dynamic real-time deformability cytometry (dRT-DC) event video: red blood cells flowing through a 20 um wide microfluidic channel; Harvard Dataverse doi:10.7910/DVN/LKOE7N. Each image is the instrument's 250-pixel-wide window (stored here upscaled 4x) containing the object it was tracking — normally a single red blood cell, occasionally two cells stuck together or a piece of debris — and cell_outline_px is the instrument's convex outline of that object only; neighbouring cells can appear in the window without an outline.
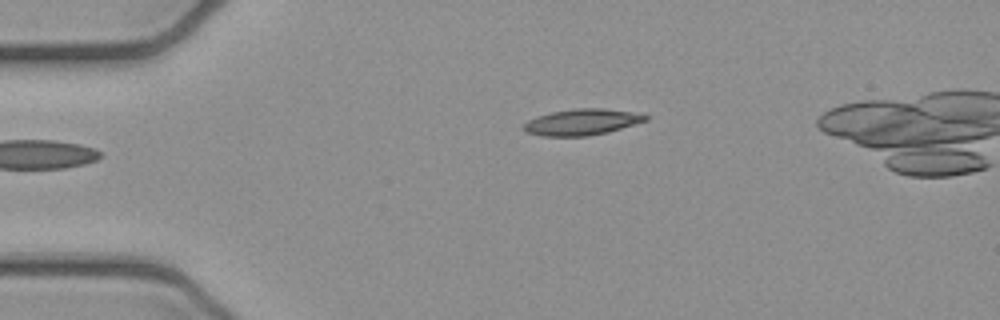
{"species": "common noctule bat (a hibernating species)", "species_latin": "Nyctalus noctula", "temperature_condition": "cold", "stored_images_in_passage": 3, "camera_frame_rate_fps": 3000, "um_per_image_px": 0.085, "animal": {"sex": "female", "body_mass_g": 21.9}, "frame": {"image": 1, "passage_image": 1, "time_ms": 0.0, "image_size_px": [1000, 320], "cell_outline_px": [[652, 116], [648, 120], [608, 132], [588, 136], [540, 136], [524, 132], [524, 124], [528, 120], [552, 112], [576, 108], [604, 108]], "centroid_in_image_um": [49.46, 10.38], "position_along_channel_um": 35.5, "area_um2": 18.44}}